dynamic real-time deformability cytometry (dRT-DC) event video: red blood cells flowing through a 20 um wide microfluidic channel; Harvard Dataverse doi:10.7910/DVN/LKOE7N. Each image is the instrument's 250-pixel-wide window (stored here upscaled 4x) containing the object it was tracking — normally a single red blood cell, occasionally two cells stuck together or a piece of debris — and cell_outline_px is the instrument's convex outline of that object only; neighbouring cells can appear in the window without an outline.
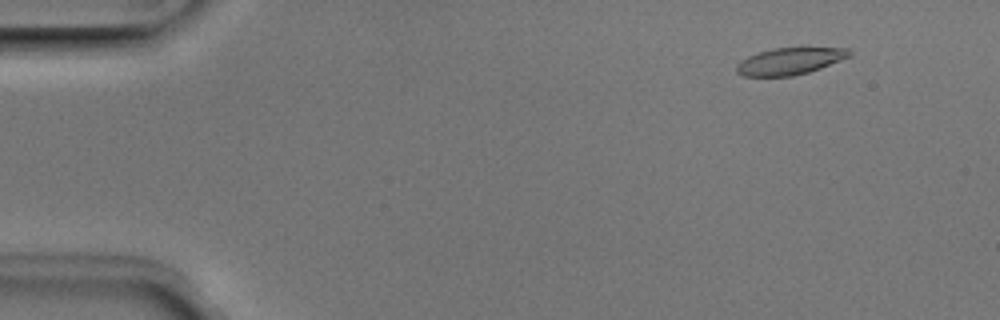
{"species": "Egyptian fruit bat (a non-hibernating species)", "species_latin": "Rousettus aegyptiacus", "temperature_condition": "room temperature", "stored_images_in_passage": 52, "camera_frame_rate_fps": 3000, "um_per_image_px": 0.085, "animal": {"sex": "male"}, "frame": {"image": 1, "passage_image": 6, "time_ms": 1.667, "image_size_px": [1000, 320], "cell_outline_px": [[852, 56], [820, 68], [808, 72], [792, 76], [744, 76], [736, 72], [736, 64], [740, 60], [748, 56], [772, 48], [848, 48], [852, 52]], "centroid_in_image_um": [67.13, 5.2], "position_along_channel_um": 17.9, "area_um2": 17.63}}
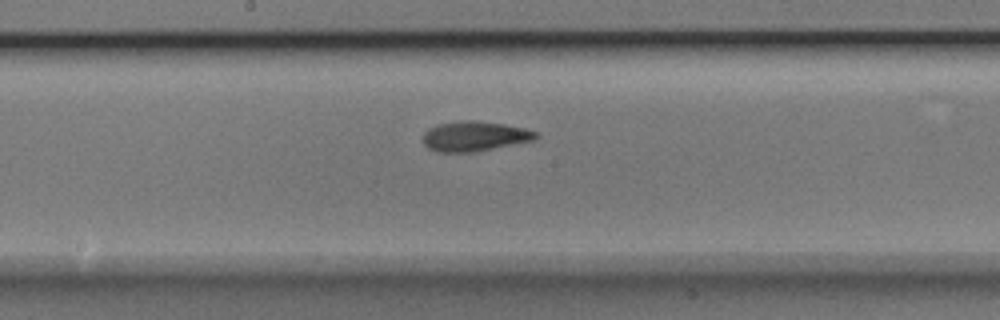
{"frame": {"image": 2, "passage_image": 28, "time_ms": 9.0, "image_size_px": [1000, 320], "cell_outline_px": [[540, 136], [532, 140], [472, 152], [436, 152], [428, 148], [424, 144], [424, 132], [428, 128], [436, 124], [460, 120], [472, 120], [504, 124], [524, 128], [540, 132]], "centroid_in_image_um": [40.31, 11.56], "position_along_channel_um": 207.9, "area_um2": 19.65}}
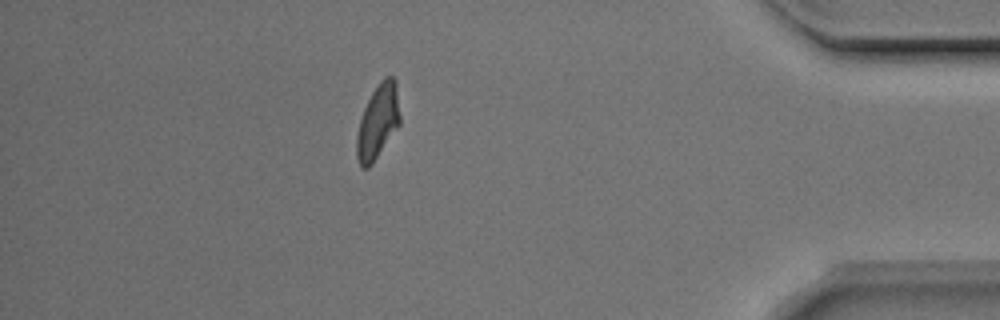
{"frame": {"image": 3, "passage_image": 46, "time_ms": 15.0, "image_size_px": [1000, 320], "cell_outline_px": [[400, 124], [372, 164], [368, 168], [360, 168], [356, 156], [356, 136], [360, 120], [364, 108], [372, 92], [380, 80], [384, 76], [392, 76], [396, 80], [400, 116]], "centroid_in_image_um": [32.11, 10.34], "position_along_channel_um": 403.1, "area_um2": 18.84}, "authors_computed_cell_mechanics": {"area_um2": 18.785, "velocity_mm_per_s": 3.9608, "shape_relaxation_time_tau1_ms": 3.7668, "shape_relaxation_time_tau2_ms": 2.3057, "deformation_change_tau1": 0.1523, "deformation_change_tau2": 0.0999}}